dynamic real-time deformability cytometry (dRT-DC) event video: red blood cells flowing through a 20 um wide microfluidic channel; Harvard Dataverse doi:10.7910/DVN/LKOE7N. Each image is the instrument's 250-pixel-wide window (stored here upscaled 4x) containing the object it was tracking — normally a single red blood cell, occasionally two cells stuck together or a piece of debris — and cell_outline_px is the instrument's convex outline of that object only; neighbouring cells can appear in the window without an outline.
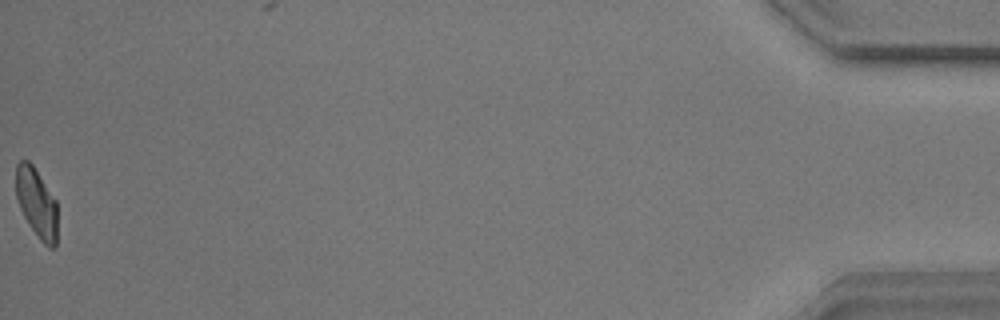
{"species": "common noctule bat (a hibernating species)", "species_latin": "Nyctalus noctula", "temperature_condition": "warm", "stored_images_in_passage": 45, "camera_frame_rate_fps": 3000, "um_per_image_px": 0.085, "animal": {"sex": "male", "body_mass_g": 17.9}, "frame": {"image": 1, "passage_image": 45, "time_ms": 14.667, "image_size_px": [1000, 320], "cell_outline_px": [[56, 244], [52, 248], [48, 248], [40, 240], [28, 224], [20, 208], [16, 196], [16, 164], [20, 160], [28, 160], [32, 164], [56, 200]], "centroid_in_image_um": [3.09, 17.25], "position_along_channel_um": 432.1, "area_um2": 16.65}, "authors_computed_cell_mechanics": {"area_um2": 18.4382, "velocity_mm_per_s": 3.7132, "shape_relaxation_time_tau1_ms": 4.6734, "shape_relaxation_time_tau2_ms": 2.0369, "deformation_change_tau1": 0.1507, "deformation_change_tau2": 0.0811}}